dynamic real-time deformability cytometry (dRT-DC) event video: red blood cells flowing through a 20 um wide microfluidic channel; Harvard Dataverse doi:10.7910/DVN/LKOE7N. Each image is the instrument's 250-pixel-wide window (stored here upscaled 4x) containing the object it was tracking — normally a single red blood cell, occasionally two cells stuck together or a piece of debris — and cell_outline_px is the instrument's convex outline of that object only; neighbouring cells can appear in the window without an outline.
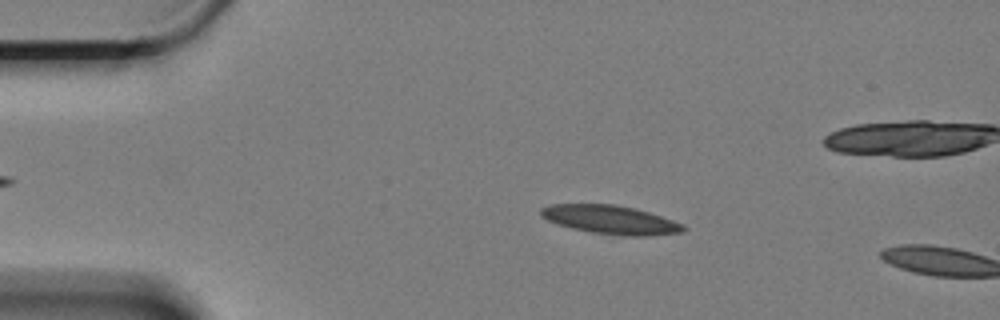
{"species": "Egyptian fruit bat (a non-hibernating species)", "species_latin": "Rousettus aegyptiacus", "temperature_condition": "cold", "stored_images_in_passage": 15, "camera_frame_rate_fps": 3000, "um_per_image_px": 0.085, "animal": {"sex": "female"}, "frame": {"image": 1, "passage_image": 11, "time_ms": 3.333, "image_size_px": [1000, 320], "cell_outline_px": [[688, 228], [680, 232], [644, 236], [620, 236], [592, 232], [572, 228], [548, 220], [540, 216], [540, 208], [548, 204], [616, 204], [636, 208], [684, 224]], "centroid_in_image_um": [51.88, 18.66], "position_along_channel_um": 33.1, "area_um2": 23.76}}